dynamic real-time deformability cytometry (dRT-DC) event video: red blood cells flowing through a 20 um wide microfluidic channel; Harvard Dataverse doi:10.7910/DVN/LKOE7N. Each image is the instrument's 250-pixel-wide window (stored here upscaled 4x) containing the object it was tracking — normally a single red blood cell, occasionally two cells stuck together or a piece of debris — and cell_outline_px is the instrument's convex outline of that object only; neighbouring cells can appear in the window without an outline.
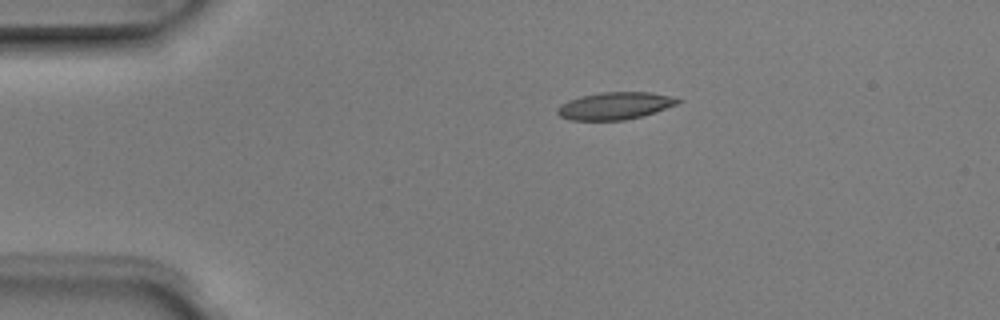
{"species": "Egyptian fruit bat (a non-hibernating species)", "species_latin": "Rousettus aegyptiacus", "temperature_condition": "room temperature", "stored_images_in_passage": 3, "camera_frame_rate_fps": 3000, "um_per_image_px": 0.085, "animal": {"sex": "male"}, "frame": {"image": 1, "passage_image": 1, "time_ms": 0.0, "image_size_px": [1000, 320], "cell_outline_px": [[684, 100], [676, 104], [640, 116], [624, 120], [568, 120], [560, 116], [556, 112], [556, 108], [560, 104], [568, 100], [580, 96], [600, 92], [648, 92], [668, 96]], "centroid_in_image_um": [52.18, 8.99], "position_along_channel_um": 32.8, "area_um2": 18.96}}
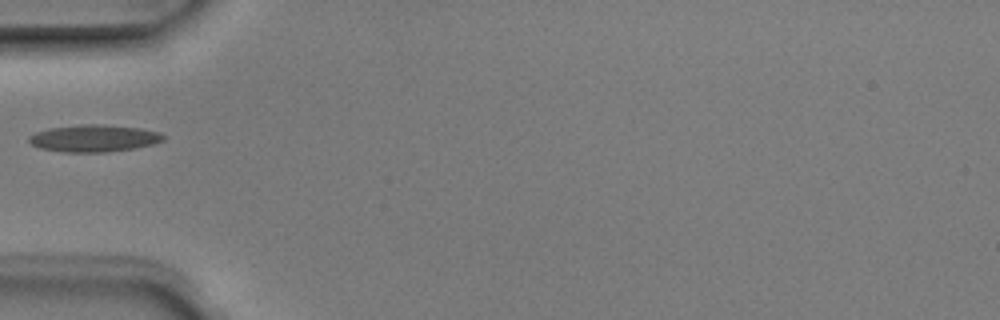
{"frame": {"image": 2, "passage_image": 3, "time_ms": 0.667, "image_size_px": [1000, 320], "cell_outline_px": [[164, 140], [156, 144], [136, 148], [108, 152], [64, 152], [40, 148], [32, 144], [28, 140], [28, 136], [36, 132], [48, 128], [80, 124], [104, 124], [140, 128], [160, 132], [164, 136]], "centroid_in_image_um": [8.01, 11.75], "position_along_channel_um": 77.0, "area_um2": 21.44}}